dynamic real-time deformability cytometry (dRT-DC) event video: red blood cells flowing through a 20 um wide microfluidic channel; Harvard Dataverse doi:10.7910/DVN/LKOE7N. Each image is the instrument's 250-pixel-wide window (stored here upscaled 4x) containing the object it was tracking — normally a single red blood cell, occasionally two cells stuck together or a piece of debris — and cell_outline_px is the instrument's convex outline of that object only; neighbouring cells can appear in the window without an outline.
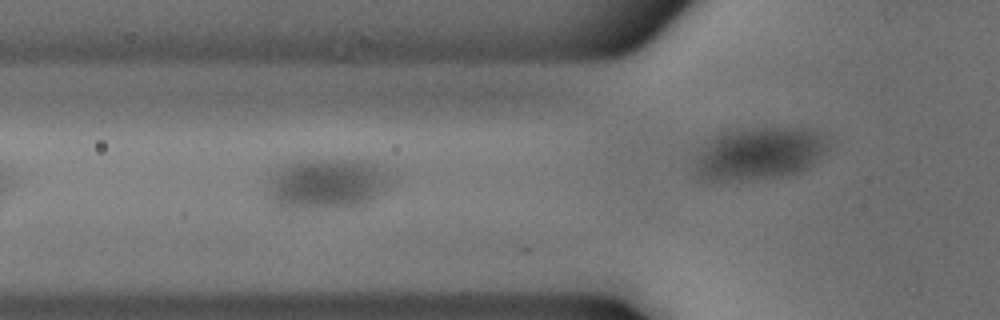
{"species": "common noctule bat (a hibernating species)", "species_latin": "Nyctalus noctula", "temperature_condition": "cold", "stored_images_in_passage": 16, "camera_frame_rate_fps": 3000, "um_per_image_px": 0.085, "animal": {"sex": "male", "body_mass_g": 18.8}, "frame": {"image": 1, "passage_image": 6, "time_ms": 1.667, "image_size_px": [1000, 320], "cell_outline_px": [[396, 180], [384, 192], [368, 204], [352, 208], [280, 208], [264, 196], [272, 176], [276, 172], [292, 164], [304, 160], [368, 160], [388, 168], [396, 172]], "centroid_in_image_um": [27.97, 15.65], "position_along_channel_um": 97.8, "area_um2": 37.63}}
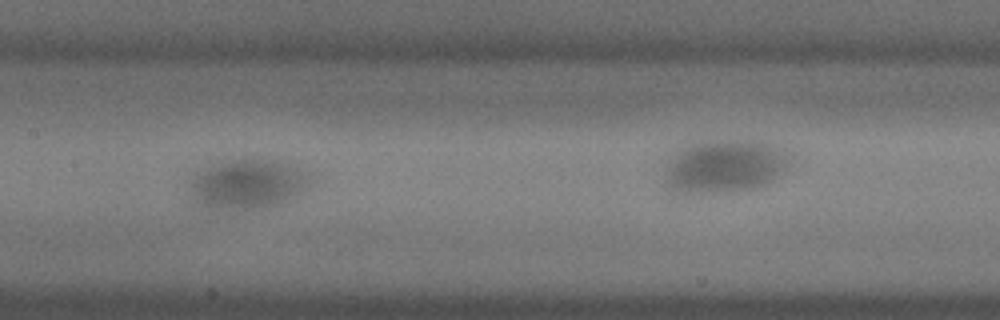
{"frame": {"image": 2, "passage_image": 13, "time_ms": 4.0, "image_size_px": [1000, 320], "cell_outline_px": [[312, 180], [296, 196], [288, 200], [276, 204], [260, 208], [208, 208], [200, 204], [196, 200], [192, 192], [192, 172], [208, 160], [244, 156], [260, 156], [288, 160], [296, 164], [308, 172]], "centroid_in_image_um": [21.04, 15.48], "position_along_channel_um": 186.4, "area_um2": 36.76}}
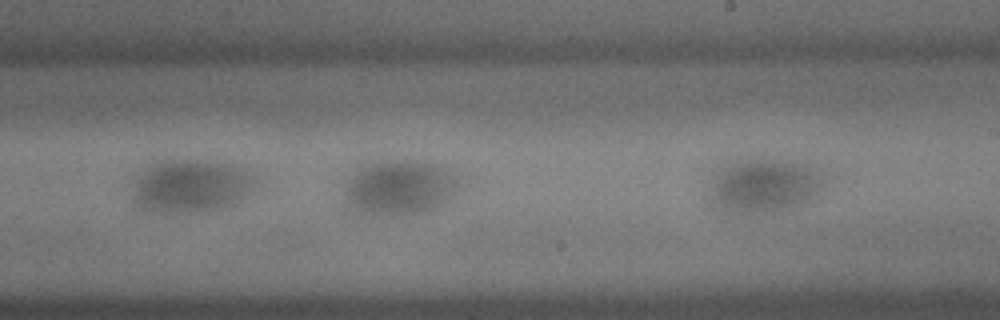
{"frame": {"image": 3, "passage_image": 16, "time_ms": 5.0, "image_size_px": [1000, 320], "cell_outline_px": [[828, 180], [824, 188], [812, 196], [804, 200], [784, 208], [764, 212], [740, 212], [724, 208], [708, 200], [712, 180], [728, 164], [736, 160], [792, 160], [808, 164]], "centroid_in_image_um": [64.99, 15.73], "position_along_channel_um": 224.0, "area_um2": 34.8}}